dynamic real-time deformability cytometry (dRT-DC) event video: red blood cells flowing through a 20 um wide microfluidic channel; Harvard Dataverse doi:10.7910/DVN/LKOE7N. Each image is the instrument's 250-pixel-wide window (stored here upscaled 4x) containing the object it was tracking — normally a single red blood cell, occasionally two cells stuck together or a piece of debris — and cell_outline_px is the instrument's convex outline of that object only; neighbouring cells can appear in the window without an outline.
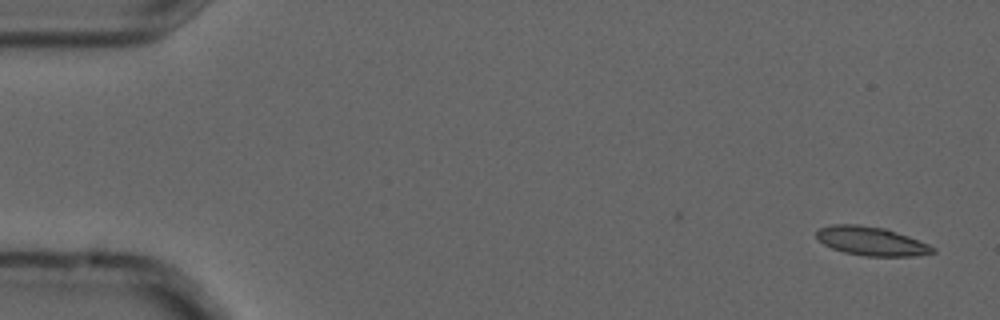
{"species": "common noctule bat (a hibernating species)", "species_latin": "Nyctalus noctula", "temperature_condition": "cold", "stored_images_in_passage": 4, "camera_frame_rate_fps": 3000, "um_per_image_px": 0.085, "animal": {"sex": "male", "forearm_length_mm": 52.5}, "frame": {"image": 1, "passage_image": 1, "time_ms": 0.0, "image_size_px": [1000, 320], "cell_outline_px": [[936, 252], [916, 256], [864, 256], [844, 252], [832, 248], [824, 244], [816, 236], [816, 232], [820, 228], [832, 224], [856, 224], [884, 228], [908, 236], [928, 244], [936, 248]], "centroid_in_image_um": [74.07, 20.5], "position_along_channel_um": 10.9, "area_um2": 19.42}}